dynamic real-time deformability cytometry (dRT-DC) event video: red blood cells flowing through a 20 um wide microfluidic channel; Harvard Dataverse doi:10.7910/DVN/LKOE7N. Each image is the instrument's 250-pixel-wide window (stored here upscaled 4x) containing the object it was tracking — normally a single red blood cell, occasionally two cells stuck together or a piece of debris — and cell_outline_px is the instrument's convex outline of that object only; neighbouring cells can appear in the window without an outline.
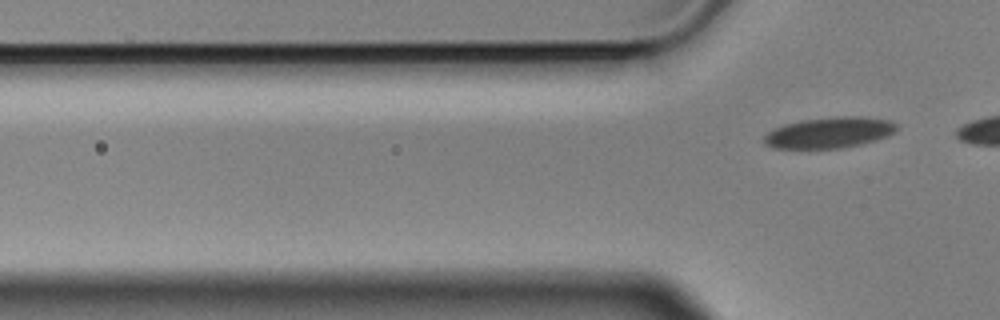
{"species": "Egyptian fruit bat (a non-hibernating species)", "species_latin": "Rousettus aegyptiacus", "temperature_condition": "cold", "stored_images_in_passage": 3, "camera_frame_rate_fps": 3000, "um_per_image_px": 0.085, "animal": {"sex": "male"}, "frame": {"image": 1, "passage_image": 3, "time_ms": 0.667, "image_size_px": [1000, 320], "cell_outline_px": [[896, 128], [888, 136], [876, 140], [860, 144], [840, 148], [772, 148], [764, 144], [764, 136], [772, 128], [784, 124], [800, 120], [836, 116], [860, 116], [892, 120], [896, 124]], "centroid_in_image_um": [70.46, 11.26], "position_along_channel_um": 55.3, "area_um2": 23.99}}